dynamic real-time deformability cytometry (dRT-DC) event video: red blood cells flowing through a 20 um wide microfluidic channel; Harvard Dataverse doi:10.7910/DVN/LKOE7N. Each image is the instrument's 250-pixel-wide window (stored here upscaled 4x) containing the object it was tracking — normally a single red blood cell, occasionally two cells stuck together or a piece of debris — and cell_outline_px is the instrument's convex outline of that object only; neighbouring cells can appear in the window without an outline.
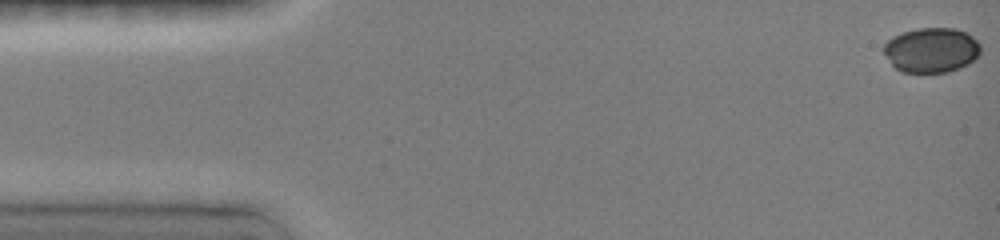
{"species": "common noctule bat (a hibernating species)", "species_latin": "Nyctalus noctula", "temperature_condition": "room temperature", "stored_images_in_passage": 12, "camera_frame_rate_fps": 3000, "um_per_image_px": 0.085, "animal": {"sex": "female", "body_mass_g": 19.0, "forearm_length_mm": 51.5}, "frame": {"image": 1, "passage_image": 1, "time_ms": 0.0, "image_size_px": [1000, 240], "cell_outline_px": [[980, 52], [968, 64], [960, 68], [948, 72], [900, 72], [892, 64], [884, 52], [884, 44], [892, 36], [916, 28], [956, 28], [968, 32], [980, 44]], "centroid_in_image_um": [79.18, 4.24], "position_along_channel_um": 5.8, "area_um2": 25.32}}
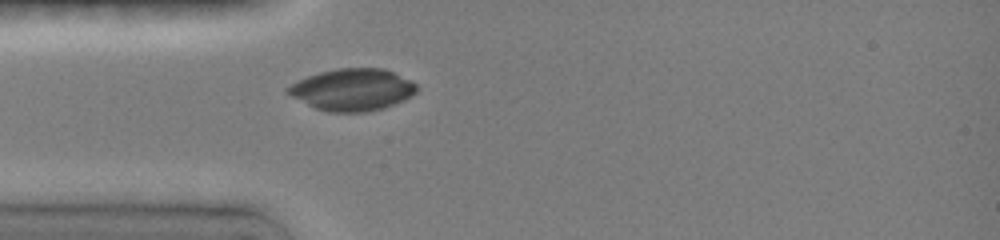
{"frame": {"image": 2, "passage_image": 9, "time_ms": 4.333, "image_size_px": [1000, 240], "cell_outline_px": [[416, 92], [404, 100], [384, 108], [368, 112], [328, 112], [316, 108], [292, 96], [284, 88], [308, 76], [320, 72], [336, 68], [384, 68], [416, 84]], "centroid_in_image_um": [29.96, 7.62], "position_along_channel_um": 55.0, "area_um2": 31.1}}